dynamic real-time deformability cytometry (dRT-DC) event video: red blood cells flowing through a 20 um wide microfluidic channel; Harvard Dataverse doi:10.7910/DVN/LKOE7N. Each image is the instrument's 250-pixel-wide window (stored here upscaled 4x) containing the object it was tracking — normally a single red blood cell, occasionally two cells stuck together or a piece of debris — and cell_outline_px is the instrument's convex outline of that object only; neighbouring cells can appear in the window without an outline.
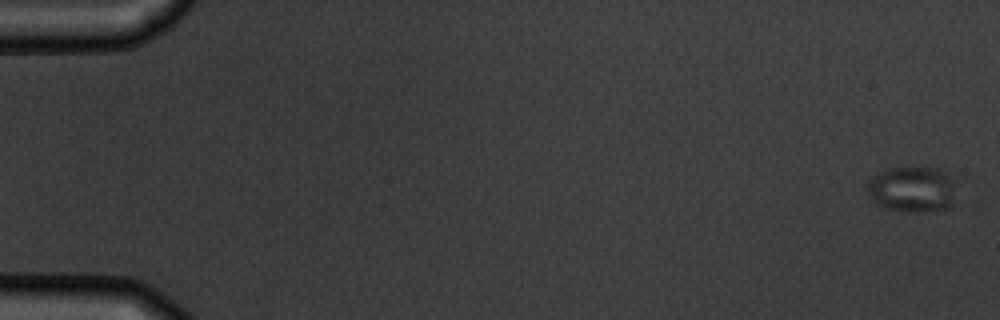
{"species": "common noctule bat (a hibernating species)", "species_latin": "Nyctalus noctula", "temperature_condition": "warm", "stored_images_in_passage": 9, "camera_frame_rate_fps": 3000, "um_per_image_px": 0.085, "animal": {"sex": "male", "body_mass_g": 19.5, "forearm_length_mm": 54.6}, "frame": {"image": 1, "passage_image": 1, "time_ms": 0.0, "image_size_px": [1000, 320], "cell_outline_px": [[964, 176], [952, 208], [916, 212], [900, 212], [880, 208], [868, 196], [864, 184], [872, 176], [888, 168], [940, 168]], "centroid_in_image_um": [77.7, 16.08], "position_along_channel_um": 7.3, "area_um2": 25.89}}